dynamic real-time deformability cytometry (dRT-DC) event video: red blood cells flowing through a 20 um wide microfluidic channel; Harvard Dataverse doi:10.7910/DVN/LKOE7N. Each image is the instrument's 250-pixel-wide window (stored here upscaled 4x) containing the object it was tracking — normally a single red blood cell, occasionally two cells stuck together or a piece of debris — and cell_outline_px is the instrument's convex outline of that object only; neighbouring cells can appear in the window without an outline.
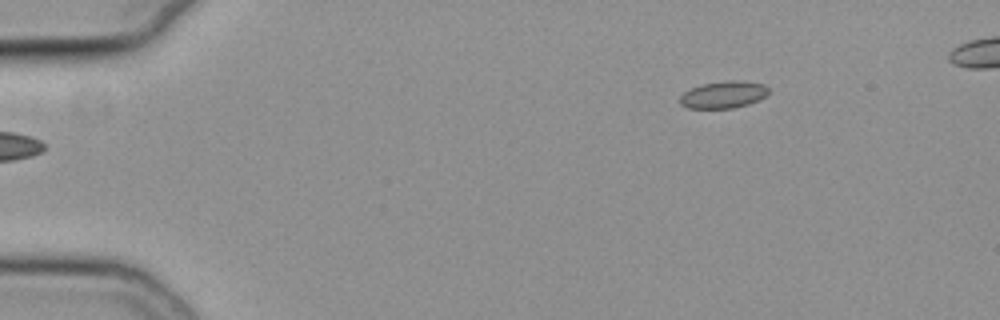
{"species": "common noctule bat (a hibernating species)", "species_latin": "Nyctalus noctula", "temperature_condition": "cold", "stored_images_in_passage": 10, "camera_frame_rate_fps": 3000, "um_per_image_px": 0.085, "animal": {"sex": "female", "body_mass_g": 19.3, "forearm_length_mm": 54.1}, "frame": {"image": 1, "passage_image": 1, "time_ms": 0.0, "image_size_px": [1000, 320], "cell_outline_px": [[768, 92], [764, 96], [748, 104], [732, 108], [688, 108], [680, 104], [680, 96], [684, 92], [692, 88], [704, 84], [728, 80], [744, 80], [764, 84], [768, 88]], "centroid_in_image_um": [61.49, 8.04], "position_along_channel_um": 23.5, "area_um2": 13.81}}